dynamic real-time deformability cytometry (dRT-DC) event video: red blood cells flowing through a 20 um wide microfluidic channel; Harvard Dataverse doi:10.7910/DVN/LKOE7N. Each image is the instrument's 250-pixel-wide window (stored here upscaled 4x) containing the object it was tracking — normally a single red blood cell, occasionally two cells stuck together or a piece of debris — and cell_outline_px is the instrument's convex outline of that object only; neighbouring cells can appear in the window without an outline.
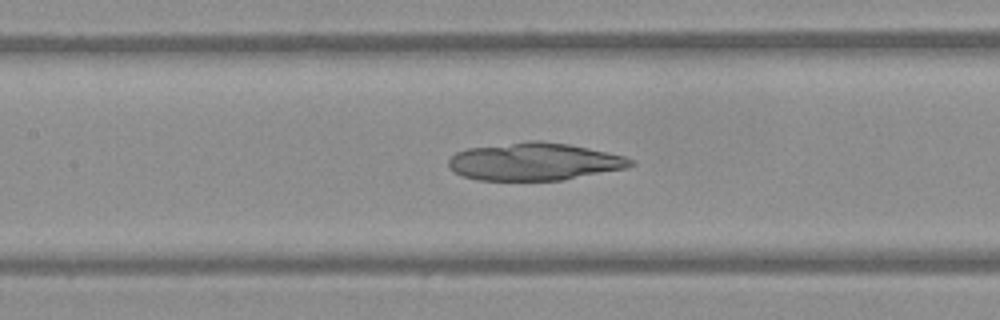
{"species": "Egyptian fruit bat (a non-hibernating species)", "species_latin": "Rousettus aegyptiacus", "temperature_condition": "warm", "stored_images_in_passage": 56, "camera_frame_rate_fps": 3000, "um_per_image_px": 0.085, "frame": {"image": 1, "passage_image": 26, "time_ms": 8.333, "image_size_px": [1000, 320], "cell_outline_px": [[636, 164], [628, 168], [564, 180], [476, 180], [464, 176], [456, 172], [448, 164], [448, 160], [456, 152], [468, 148], [528, 140], [540, 140], [568, 144], [588, 148], [624, 156], [636, 160]], "centroid_in_image_um": [45.47, 13.73], "position_along_channel_um": 161.9, "area_um2": 40.06}}
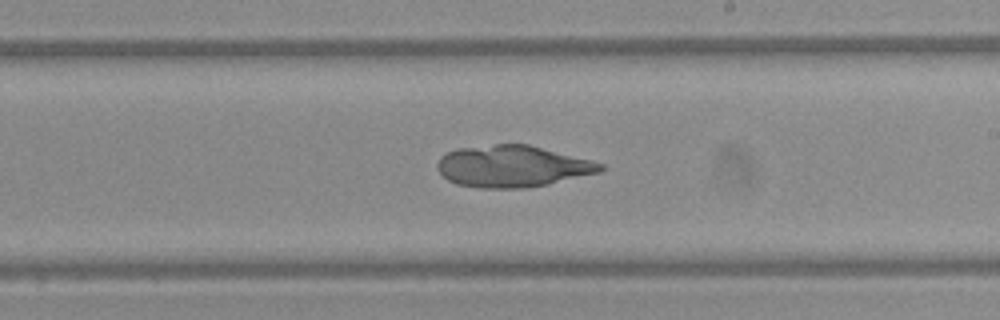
{"frame": {"image": 2, "passage_image": 33, "time_ms": 10.667, "image_size_px": [1000, 320], "cell_outline_px": [[604, 168], [600, 172], [548, 184], [524, 188], [480, 188], [456, 184], [448, 180], [436, 168], [436, 164], [440, 156], [448, 152], [460, 148], [496, 144], [528, 144], [604, 164]], "centroid_in_image_um": [43.52, 14.14], "position_along_channel_um": 245.5, "area_um2": 39.3}}
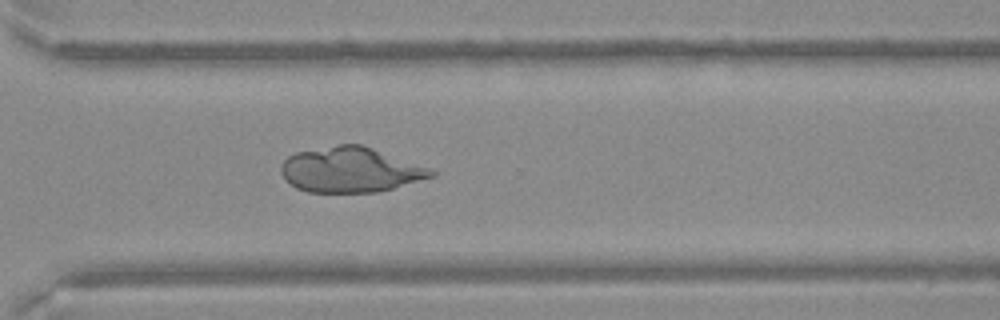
{"frame": {"image": 3, "passage_image": 41, "time_ms": 13.333, "image_size_px": [1000, 320], "cell_outline_px": [[436, 176], [392, 188], [376, 192], [308, 192], [296, 188], [284, 180], [280, 172], [280, 168], [284, 160], [288, 156], [296, 152], [336, 144], [360, 144], [372, 148], [428, 168], [436, 172]], "centroid_in_image_um": [29.72, 14.44], "position_along_channel_um": 340.9, "area_um2": 39.3}}